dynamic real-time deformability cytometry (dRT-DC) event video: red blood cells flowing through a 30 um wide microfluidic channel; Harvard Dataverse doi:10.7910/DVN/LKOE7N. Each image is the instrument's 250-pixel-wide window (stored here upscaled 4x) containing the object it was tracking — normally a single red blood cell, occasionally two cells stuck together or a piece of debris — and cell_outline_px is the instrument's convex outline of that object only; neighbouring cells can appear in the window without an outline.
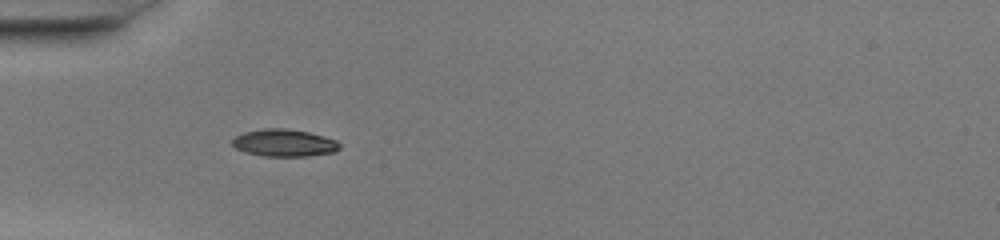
{"species": "common noctule bat (a hibernating species)", "species_latin": "Nyctalus noctula", "temperature_condition": "warm", "stored_images_in_passage": 35, "camera_frame_rate_fps": 3000, "um_per_image_px": 0.085, "animal": {"sex": "female", "body_mass_g": 20.0, "forearm_length_mm": 54.0}, "frame": {"image": 1, "passage_image": 1, "time_ms": 0.0, "image_size_px": [1000, 240], "cell_outline_px": [[340, 148], [336, 152], [308, 156], [264, 156], [244, 152], [236, 148], [232, 144], [232, 140], [236, 136], [244, 132], [264, 128], [284, 128], [308, 132], [324, 136], [336, 140], [340, 144]], "centroid_in_image_um": [24.17, 12.15], "position_along_channel_um": 60.8, "area_um2": 17.11}}
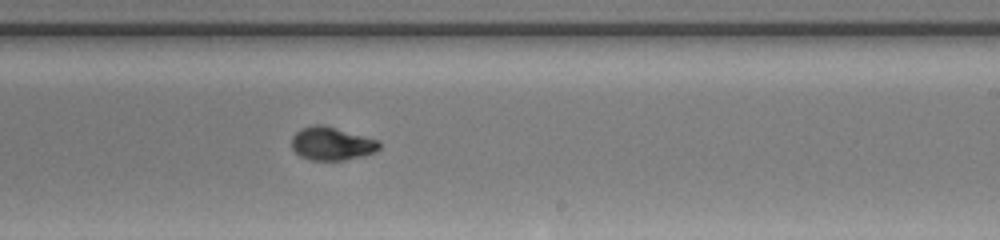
{"frame": {"image": 2, "passage_image": 16, "time_ms": 5.0, "image_size_px": [1000, 240], "cell_outline_px": [[380, 148], [376, 152], [364, 156], [344, 160], [312, 160], [300, 156], [292, 148], [292, 136], [300, 128], [316, 124], [320, 124], [380, 140]], "centroid_in_image_um": [28.21, 12.21], "position_along_channel_um": 260.8, "area_um2": 16.99}}
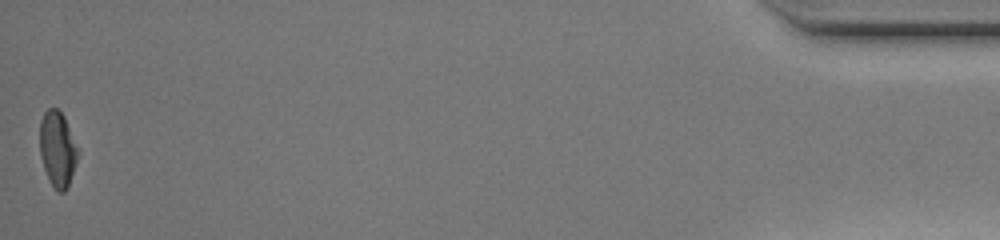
{"frame": {"image": 3, "passage_image": 35, "time_ms": 11.333, "image_size_px": [1000, 240], "cell_outline_px": [[80, 152], [68, 188], [64, 192], [56, 192], [44, 168], [40, 156], [40, 120], [44, 112], [48, 108], [56, 108], [64, 116]], "centroid_in_image_um": [4.9, 12.68], "position_along_channel_um": 430.3, "area_um2": 16.88}, "authors_computed_cell_mechanics": {"area_um2": 16.9932, "velocity_mm_per_s": 4.105, "shape_relaxation_time_tau1_ms": 7.2173, "shape_relaxation_time_tau2_ms": 0.9656, "deformation_change_tau1": 0.266, "deformation_change_tau2": 0.0411}}